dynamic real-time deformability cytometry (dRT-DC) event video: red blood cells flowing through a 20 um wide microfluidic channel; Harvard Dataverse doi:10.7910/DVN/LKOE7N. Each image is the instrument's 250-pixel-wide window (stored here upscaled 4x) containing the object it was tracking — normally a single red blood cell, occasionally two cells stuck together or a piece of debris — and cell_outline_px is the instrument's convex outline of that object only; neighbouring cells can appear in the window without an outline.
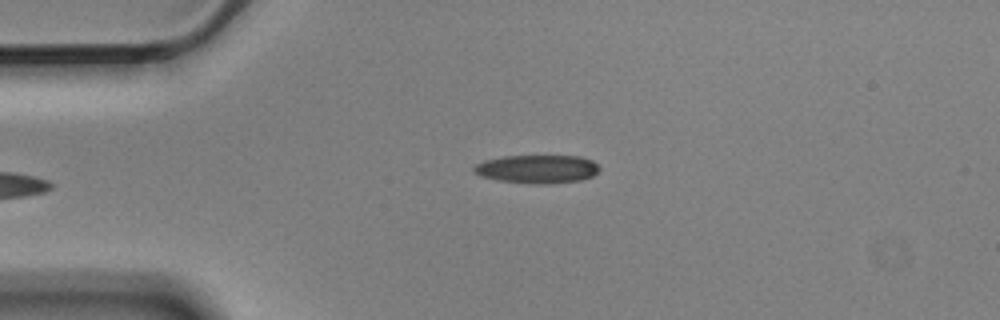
{"species": "Egyptian fruit bat (a non-hibernating species)", "species_latin": "Rousettus aegyptiacus", "temperature_condition": "cold", "stored_images_in_passage": 5, "camera_frame_rate_fps": 3000, "um_per_image_px": 0.085, "animal": {"sex": "male"}, "frame": {"image": 1, "passage_image": 5, "time_ms": 1.333, "image_size_px": [1000, 320], "cell_outline_px": [[600, 168], [592, 176], [580, 180], [548, 184], [536, 184], [496, 180], [480, 176], [472, 172], [472, 168], [476, 164], [484, 160], [504, 156], [580, 156], [592, 160]], "centroid_in_image_um": [45.62, 14.37], "position_along_channel_um": 39.4, "area_um2": 20.81}}